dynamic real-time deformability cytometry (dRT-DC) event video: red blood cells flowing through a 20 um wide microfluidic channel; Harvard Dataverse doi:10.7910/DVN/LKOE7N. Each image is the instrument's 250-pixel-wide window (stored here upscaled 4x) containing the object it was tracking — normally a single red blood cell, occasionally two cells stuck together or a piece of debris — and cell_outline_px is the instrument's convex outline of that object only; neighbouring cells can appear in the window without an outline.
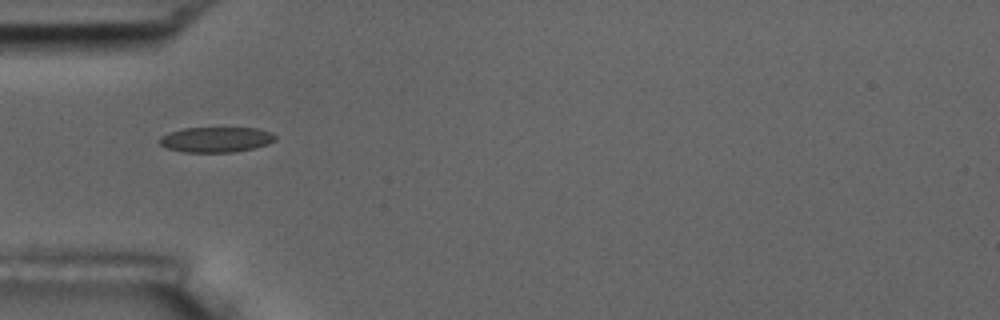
{"species": "common noctule bat (a hibernating species)", "species_latin": "Nyctalus noctula", "temperature_condition": "room temperature", "stored_images_in_passage": 38, "camera_frame_rate_fps": 3000, "um_per_image_px": 0.085, "animal": {"sex": "male", "body_mass_g": 17.5, "forearm_length_mm": 52.3}, "frame": {"image": 1, "passage_image": 1, "time_ms": 0.0, "image_size_px": [1000, 320], "cell_outline_px": [[276, 140], [268, 144], [252, 148], [232, 152], [184, 152], [168, 148], [160, 144], [160, 136], [168, 132], [184, 128], [256, 128], [272, 132], [276, 136]], "centroid_in_image_um": [18.37, 11.85], "position_along_channel_um": 66.6, "area_um2": 16.99}}
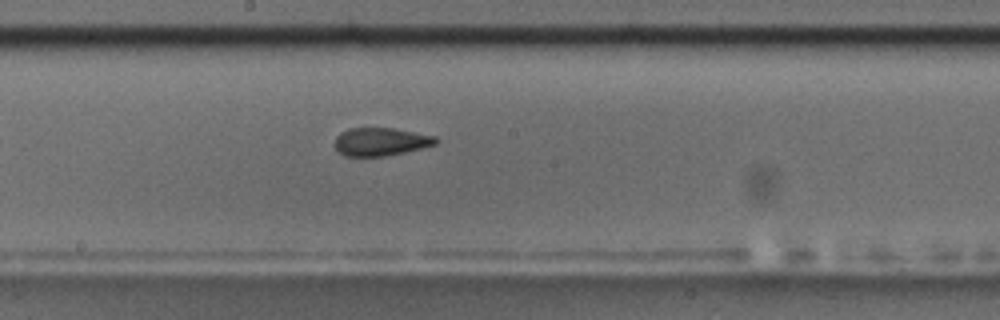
{"frame": {"image": 2, "passage_image": 13, "time_ms": 4.0, "image_size_px": [1000, 320], "cell_outline_px": [[440, 140], [436, 144], [404, 152], [384, 156], [344, 156], [336, 148], [336, 136], [340, 132], [348, 128], [392, 128], [436, 136]], "centroid_in_image_um": [32.37, 12.04], "position_along_channel_um": 215.8, "area_um2": 16.42}}
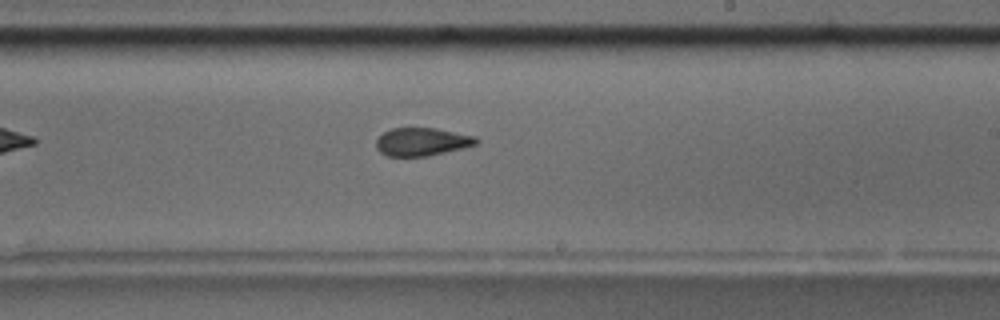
{"frame": {"image": 3, "passage_image": 16, "time_ms": 5.0, "image_size_px": [1000, 320], "cell_outline_px": [[480, 140], [476, 144], [464, 148], [428, 156], [388, 156], [380, 152], [376, 148], [376, 140], [384, 132], [392, 128], [436, 128], [476, 136]], "centroid_in_image_um": [35.89, 12.05], "position_along_channel_um": 253.1, "area_um2": 16.42}, "authors_computed_cell_mechanics": {"area_um2": 17.0799, "velocity_mm_per_s": 3.746, "shape_relaxation_time_tau1_ms": null, "shape_relaxation_time_tau2_ms": 1.6407, "deformation_change_tau1": null, "deformation_change_tau2": 0.0787}}